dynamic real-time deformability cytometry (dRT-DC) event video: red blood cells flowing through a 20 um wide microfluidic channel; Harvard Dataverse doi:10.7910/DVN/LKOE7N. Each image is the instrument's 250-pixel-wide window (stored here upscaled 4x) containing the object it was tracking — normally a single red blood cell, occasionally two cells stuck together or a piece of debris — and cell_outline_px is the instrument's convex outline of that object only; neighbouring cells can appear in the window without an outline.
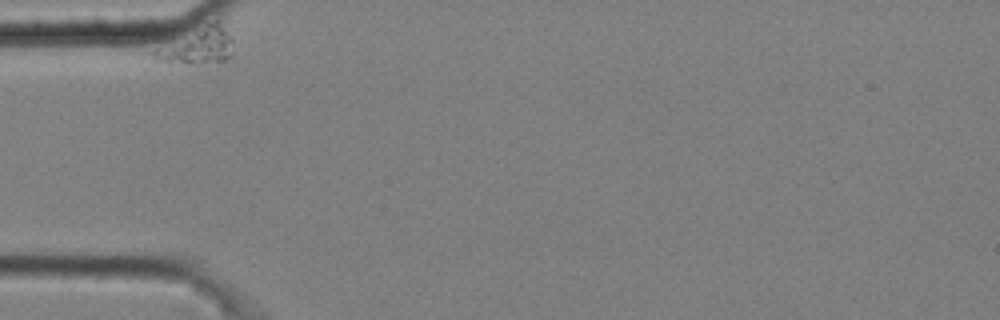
{"species": "common noctule bat (a hibernating species)", "species_latin": "Nyctalus noctula", "temperature_condition": "cold", "stored_images_in_passage": 9, "camera_frame_rate_fps": 3000, "um_per_image_px": 0.085, "animal": {"sex": "male", "body_mass_g": 20.4}, "frame": {"image": 1, "passage_image": 1, "time_ms": 0.0, "image_size_px": [1000, 320], "cell_outline_px": [[232, 52], [224, 60], [152, 60], [144, 52], [216, 20], [232, 36]], "centroid_in_image_um": [16.69, 3.85], "position_along_channel_um": 68.3, "area_um2": 15.72}}
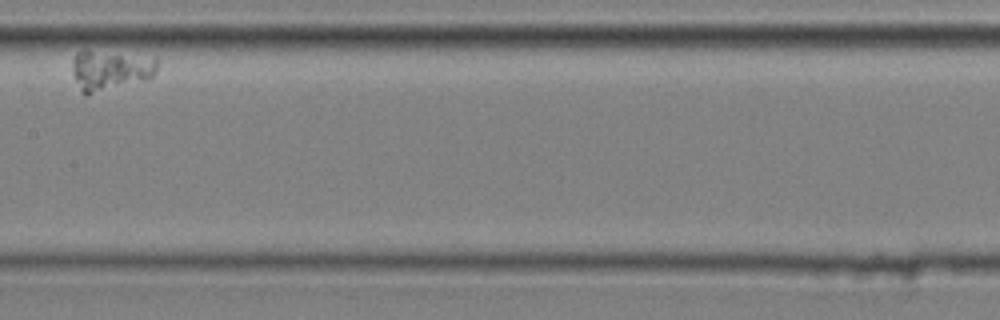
{"frame": {"image": 2, "passage_image": 6, "time_ms": 1.667, "image_size_px": [1000, 320], "cell_outline_px": [[156, 72], [148, 80], [88, 96], [84, 96], [80, 92], [72, 68], [72, 60], [76, 52], [88, 52], [156, 56]], "centroid_in_image_um": [9.4, 6.03], "position_along_channel_um": 198.0, "area_um2": 20.0}}
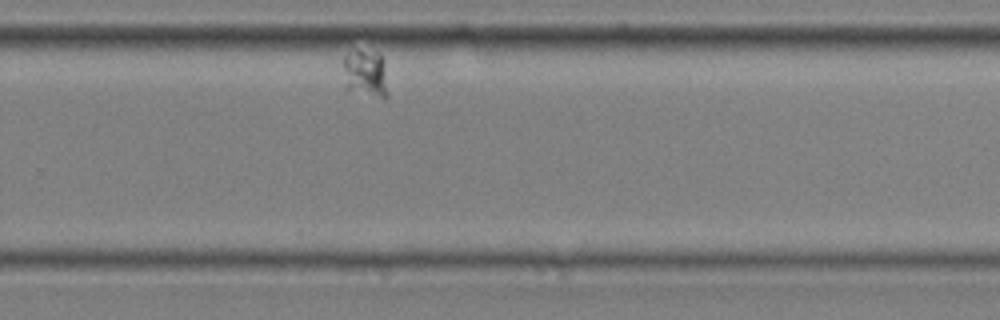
{"frame": {"image": 3, "passage_image": 9, "time_ms": 2.667, "image_size_px": [1000, 320], "cell_outline_px": [[388, 100], [384, 100], [344, 88], [344, 56], [356, 52], [380, 52], [388, 92]], "centroid_in_image_um": [31.08, 6.33], "position_along_channel_um": 298.7, "area_um2": 12.2}}